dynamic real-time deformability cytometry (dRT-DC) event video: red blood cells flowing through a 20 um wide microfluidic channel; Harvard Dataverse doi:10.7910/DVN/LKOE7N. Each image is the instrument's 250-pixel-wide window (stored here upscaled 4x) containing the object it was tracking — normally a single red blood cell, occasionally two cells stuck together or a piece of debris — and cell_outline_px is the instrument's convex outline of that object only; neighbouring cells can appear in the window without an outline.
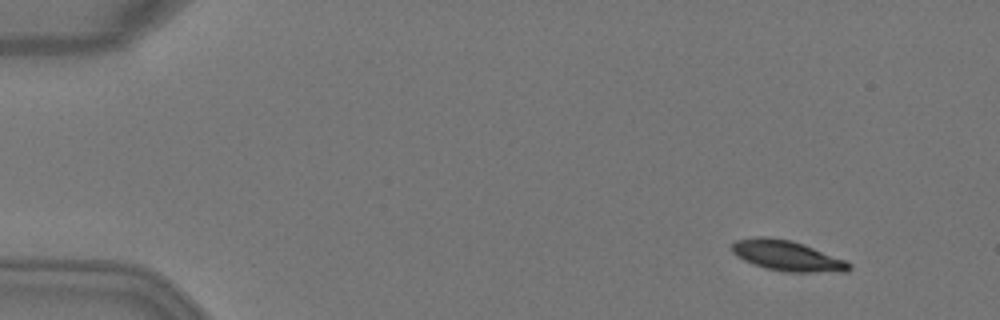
{"species": "Egyptian fruit bat (a non-hibernating species)", "species_latin": "Rousettus aegyptiacus", "temperature_condition": "warm", "stored_images_in_passage": 4, "camera_frame_rate_fps": 3000, "um_per_image_px": 0.085, "animal": {"sex": "female"}, "frame": {"image": 1, "passage_image": 2, "time_ms": 0.333, "image_size_px": [1000, 320], "cell_outline_px": [[852, 268], [848, 272], [784, 272], [764, 268], [752, 264], [736, 256], [732, 252], [732, 244], [736, 240], [756, 236], [764, 236], [788, 240], [848, 260], [852, 264]], "centroid_in_image_um": [66.92, 21.76], "position_along_channel_um": 18.1, "area_um2": 20.81}}
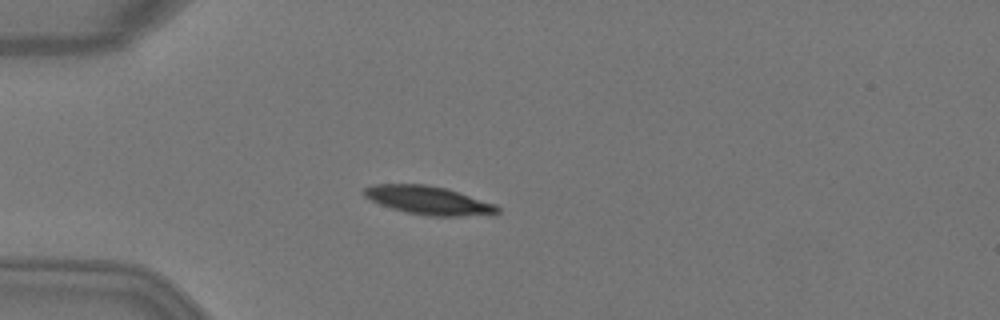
{"frame": {"image": 2, "passage_image": 4, "time_ms": 1.0, "image_size_px": [1000, 320], "cell_outline_px": [[500, 212], [460, 216], [428, 216], [408, 212], [392, 208], [380, 204], [364, 196], [364, 188], [376, 184], [424, 184], [448, 188], [496, 204], [500, 208]], "centroid_in_image_um": [36.43, 17.01], "position_along_channel_um": 48.6, "area_um2": 21.85}}